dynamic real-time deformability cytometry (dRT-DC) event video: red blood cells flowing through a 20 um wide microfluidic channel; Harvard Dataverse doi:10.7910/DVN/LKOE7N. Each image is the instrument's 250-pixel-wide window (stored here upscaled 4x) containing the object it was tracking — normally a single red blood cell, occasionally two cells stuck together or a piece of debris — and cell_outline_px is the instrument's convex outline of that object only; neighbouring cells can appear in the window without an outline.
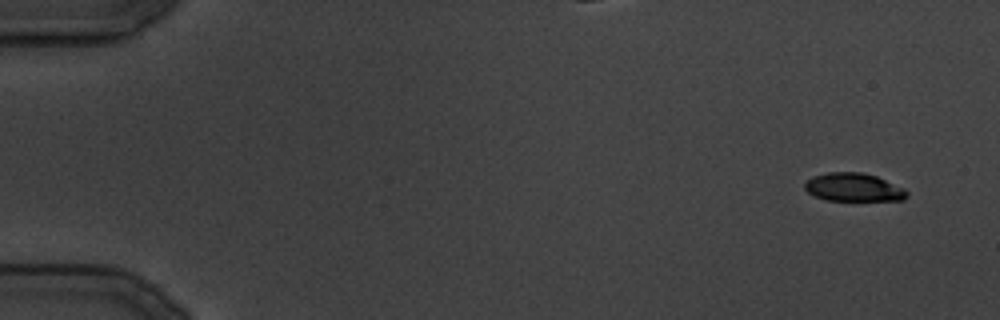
{"species": "common noctule bat (a hibernating species)", "species_latin": "Nyctalus noctula", "temperature_condition": "cold", "stored_images_in_passage": 120, "camera_frame_rate_fps": 3000, "um_per_image_px": 0.085, "animal": {"sex": "male", "body_mass_g": 19.5, "forearm_length_mm": 54.6}, "frame": {"image": 1, "passage_image": 1, "time_ms": 0.0, "image_size_px": [1000, 320], "cell_outline_px": [[908, 196], [904, 200], [828, 200], [816, 196], [808, 192], [804, 188], [804, 184], [812, 176], [828, 172], [860, 172], [876, 176], [904, 188], [908, 192]], "centroid_in_image_um": [72.56, 15.91], "position_along_channel_um": 12.4, "area_um2": 16.7}}
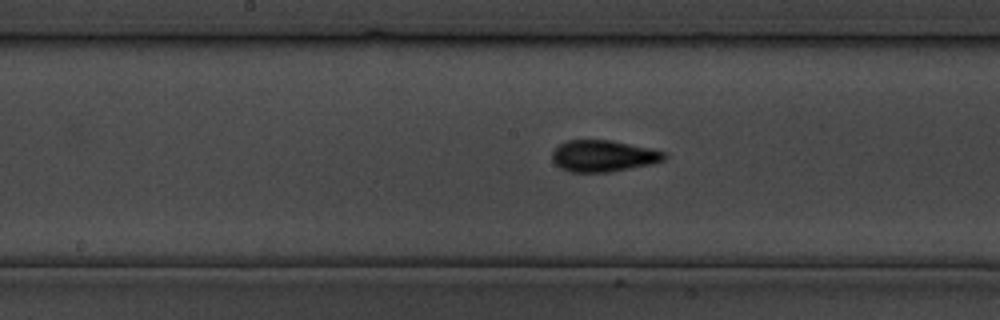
{"frame": {"image": 2, "passage_image": 60, "time_ms": 19.667, "image_size_px": [1000, 320], "cell_outline_px": [[668, 156], [664, 160], [652, 164], [608, 172], [568, 172], [560, 168], [552, 160], [552, 152], [560, 144], [568, 140], [612, 140], [652, 148], [664, 152]], "centroid_in_image_um": [51.29, 13.25], "position_along_channel_um": 196.9, "area_um2": 20.69}}
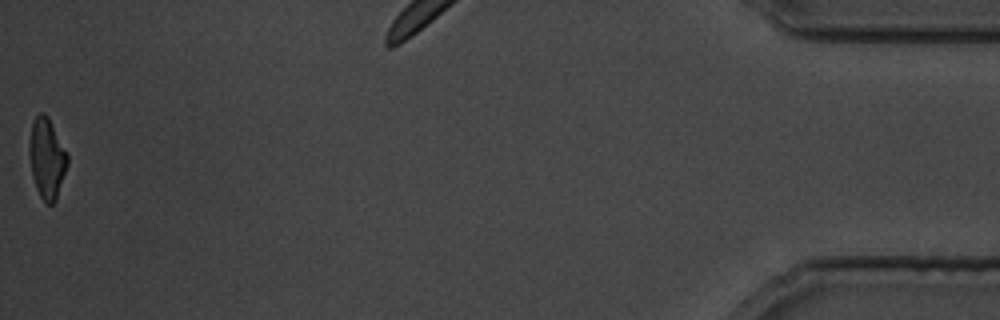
{"frame": {"image": 3, "passage_image": 120, "time_ms": 39.667, "image_size_px": [1000, 320], "cell_outline_px": [[68, 164], [56, 200], [52, 204], [48, 204], [40, 196], [36, 188], [32, 176], [28, 152], [28, 140], [32, 120], [40, 112], [44, 112], [48, 116], [68, 152]], "centroid_in_image_um": [3.97, 13.41], "position_along_channel_um": 431.2, "area_um2": 18.26}}